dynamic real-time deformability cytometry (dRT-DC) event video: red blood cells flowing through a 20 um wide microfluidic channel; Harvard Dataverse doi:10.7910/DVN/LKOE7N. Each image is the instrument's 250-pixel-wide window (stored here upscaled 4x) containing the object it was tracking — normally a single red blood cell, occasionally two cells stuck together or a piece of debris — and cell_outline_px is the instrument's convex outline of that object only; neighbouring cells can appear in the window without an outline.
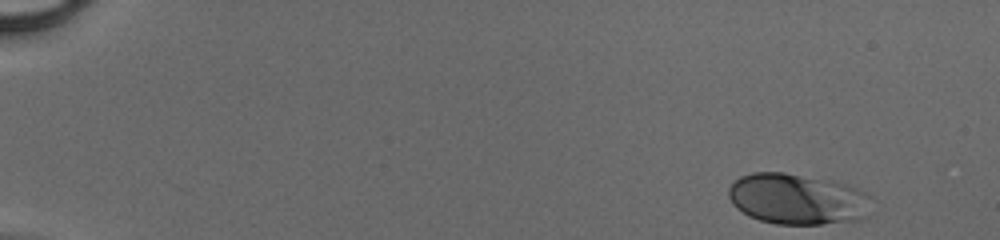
{"species": "human", "species_latin": "Homo sapiens", "temperature_condition": "cold", "stored_images_in_passage": 46, "camera_frame_rate_fps": 3000, "um_per_image_px": 0.085, "donor": {"sex": "male"}, "frame": {"image": 1, "passage_image": 1, "time_ms": 0.0, "image_size_px": [1000, 240], "cell_outline_px": [[872, 196], [868, 216], [860, 220], [820, 224], [776, 224], [760, 220], [748, 216], [736, 208], [732, 204], [728, 196], [728, 188], [740, 176], [752, 172], [784, 172], [832, 180], [848, 184]], "centroid_in_image_um": [67.8, 16.92], "position_along_channel_um": 17.2, "area_um2": 42.95}}
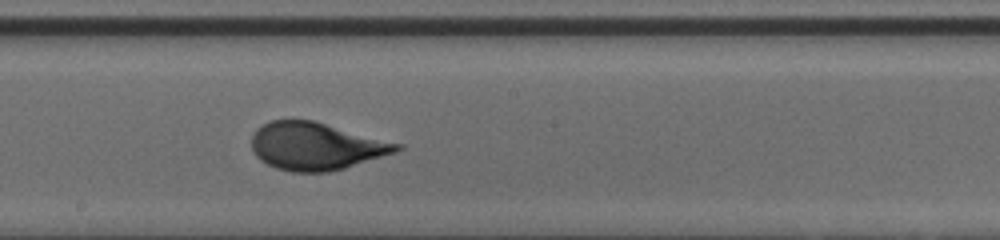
{"frame": {"image": 2, "passage_image": 26, "time_ms": 8.333, "image_size_px": [1000, 240], "cell_outline_px": [[404, 148], [396, 152], [344, 168], [328, 172], [292, 172], [276, 168], [260, 160], [256, 156], [252, 148], [252, 136], [256, 128], [268, 120], [312, 120], [404, 144]], "centroid_in_image_um": [26.86, 12.42], "position_along_channel_um": 221.3, "area_um2": 40.29}}
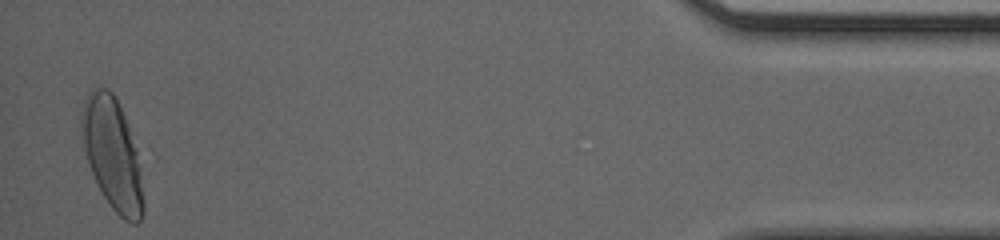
{"frame": {"image": 3, "passage_image": 45, "time_ms": 14.667, "image_size_px": [1000, 240], "cell_outline_px": [[144, 212], [140, 220], [136, 224], [132, 224], [124, 220], [112, 208], [104, 196], [92, 172], [88, 160], [84, 144], [80, 120], [80, 112], [84, 100], [88, 92], [92, 88], [108, 88], [116, 96], [140, 148], [144, 204]], "centroid_in_image_um": [9.62, 13.05], "position_along_channel_um": 425.6, "area_um2": 40.98}}